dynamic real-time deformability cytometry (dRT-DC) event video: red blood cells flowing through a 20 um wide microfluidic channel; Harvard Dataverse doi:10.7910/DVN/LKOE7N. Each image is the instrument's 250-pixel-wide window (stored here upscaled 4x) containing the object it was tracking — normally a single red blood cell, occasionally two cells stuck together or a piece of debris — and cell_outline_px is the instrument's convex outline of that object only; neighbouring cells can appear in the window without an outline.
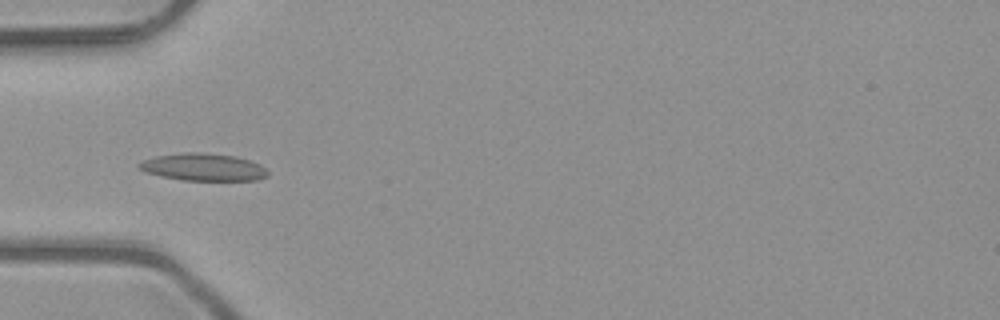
{"species": "common noctule bat (a hibernating species)", "species_latin": "Nyctalus noctula", "temperature_condition": "room temperature", "stored_images_in_passage": 6, "camera_frame_rate_fps": 3000, "um_per_image_px": 0.085, "animal": {"sex": "male", "body_mass_g": 23.1, "forearm_length_mm": 52.7}, "frame": {"image": 1, "passage_image": 4, "time_ms": 1.0, "image_size_px": [1000, 320], "cell_outline_px": [[268, 176], [256, 180], [184, 180], [160, 176], [144, 172], [136, 164], [144, 160], [156, 156], [184, 152], [204, 152], [236, 156], [260, 164], [268, 172]], "centroid_in_image_um": [17.26, 14.2], "position_along_channel_um": 67.7, "area_um2": 20.52}}
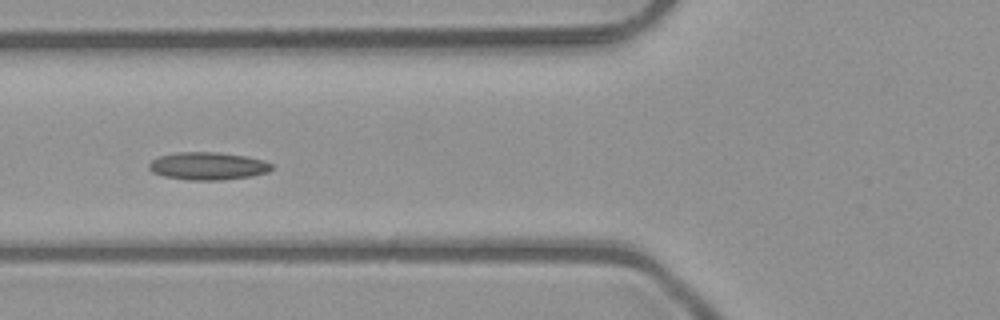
{"frame": {"image": 2, "passage_image": 5, "time_ms": 1.333, "image_size_px": [1000, 320], "cell_outline_px": [[272, 168], [268, 172], [252, 176], [220, 180], [188, 180], [164, 176], [152, 172], [148, 168], [148, 164], [156, 156], [176, 152], [220, 152], [248, 156], [264, 160], [272, 164]], "centroid_in_image_um": [17.65, 14.1], "position_along_channel_um": 108.1, "area_um2": 20.06}}
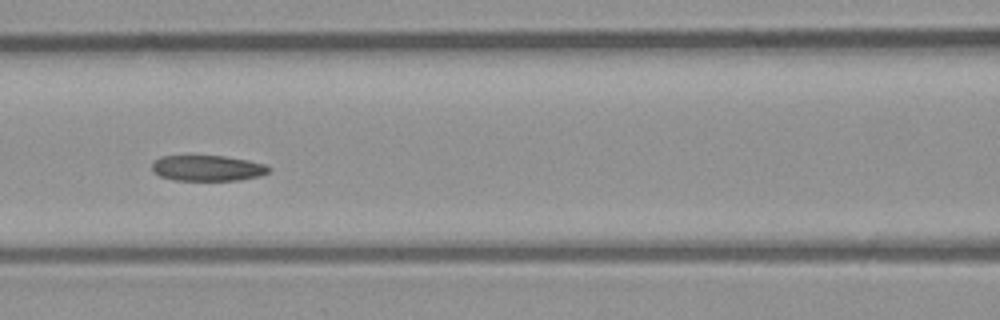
{"frame": {"image": 3, "passage_image": 6, "time_ms": 1.667, "image_size_px": [1000, 320], "cell_outline_px": [[272, 168], [268, 172], [260, 176], [240, 180], [176, 180], [160, 176], [152, 172], [152, 164], [160, 156], [224, 156], [248, 160], [264, 164]], "centroid_in_image_um": [17.65, 14.29], "position_along_channel_um": 149.0, "area_um2": 17.46}}